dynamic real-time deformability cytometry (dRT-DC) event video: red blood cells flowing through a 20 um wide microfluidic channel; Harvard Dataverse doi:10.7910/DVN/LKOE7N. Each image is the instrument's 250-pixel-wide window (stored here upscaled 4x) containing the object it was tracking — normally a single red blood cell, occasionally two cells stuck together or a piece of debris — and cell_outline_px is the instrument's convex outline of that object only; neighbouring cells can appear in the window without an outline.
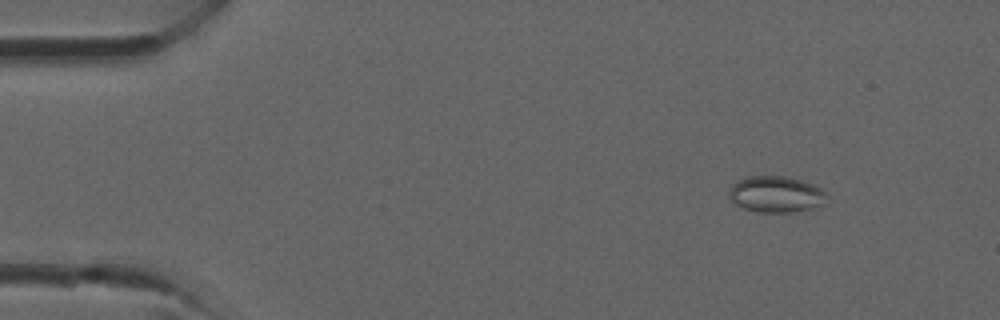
{"species": "common noctule bat (a hibernating species)", "species_latin": "Nyctalus noctula", "temperature_condition": "room temperature", "stored_images_in_passage": 36, "camera_frame_rate_fps": 3000, "um_per_image_px": 0.085, "animal": {"sex": "male", "forearm_length_mm": 52.5}, "frame": {"image": 1, "passage_image": 3, "time_ms": 0.667, "image_size_px": [1000, 320], "cell_outline_px": [[824, 204], [812, 208], [792, 212], [756, 212], [744, 208], [736, 204], [728, 196], [728, 192], [732, 184], [744, 176], [784, 176], [800, 180], [812, 184], [820, 188], [824, 192]], "centroid_in_image_um": [65.9, 16.51], "position_along_channel_um": 19.1, "area_um2": 20.52}}
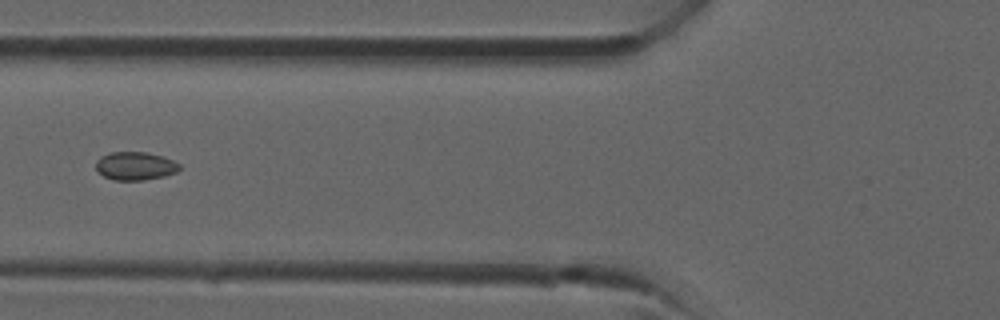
{"frame": {"image": 2, "passage_image": 13, "time_ms": 4.0, "image_size_px": [1000, 320], "cell_outline_px": [[180, 168], [176, 172], [164, 176], [144, 180], [112, 180], [96, 172], [96, 160], [100, 156], [108, 152], [144, 152], [164, 156], [180, 164]], "centroid_in_image_um": [11.46, 14.1], "position_along_channel_um": 114.3, "area_um2": 13.93}}
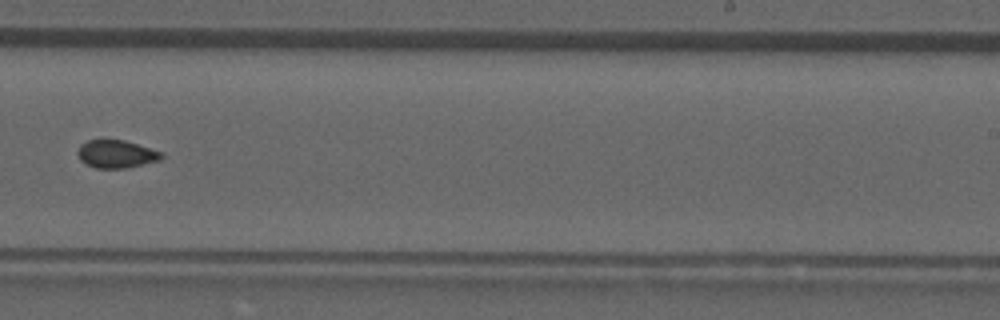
{"frame": {"image": 3, "passage_image": 22, "time_ms": 7.0, "image_size_px": [1000, 320], "cell_outline_px": [[164, 156], [160, 160], [128, 168], [96, 168], [84, 164], [80, 160], [76, 152], [80, 144], [88, 140], [124, 140], [164, 152]], "centroid_in_image_um": [9.88, 13.1], "position_along_channel_um": 279.1, "area_um2": 13.81}}